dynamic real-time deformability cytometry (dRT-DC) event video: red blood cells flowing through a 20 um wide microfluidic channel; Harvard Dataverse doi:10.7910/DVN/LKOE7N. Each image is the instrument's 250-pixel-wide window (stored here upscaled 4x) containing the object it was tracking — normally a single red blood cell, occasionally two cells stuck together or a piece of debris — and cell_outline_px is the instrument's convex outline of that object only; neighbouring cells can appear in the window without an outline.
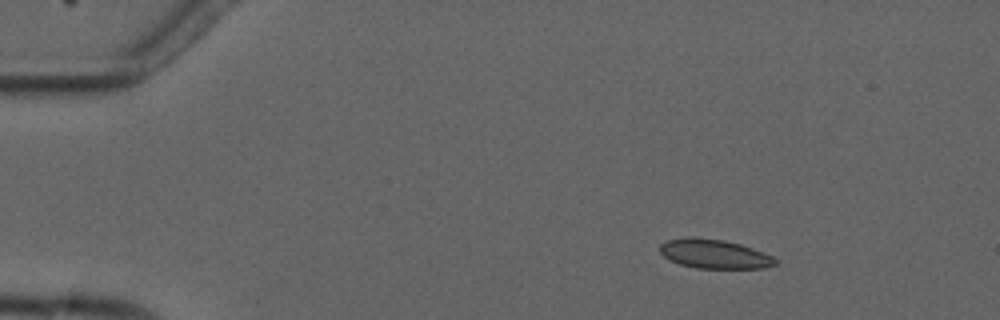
{"species": "common noctule bat (a hibernating species)", "species_latin": "Nyctalus noctula", "temperature_condition": "cold", "stored_images_in_passage": 5, "camera_frame_rate_fps": 3000, "um_per_image_px": 0.085, "animal": {"sex": "male", "forearm_length_mm": 52.5}, "frame": {"image": 1, "passage_image": 3, "time_ms": 2.333, "image_size_px": [1000, 320], "cell_outline_px": [[776, 264], [764, 268], [696, 268], [680, 264], [664, 256], [660, 252], [660, 244], [668, 240], [688, 236], [692, 236], [724, 240], [740, 244], [752, 248], [772, 256], [776, 260]], "centroid_in_image_um": [60.7, 21.57], "position_along_channel_um": 24.3, "area_um2": 19.48}}